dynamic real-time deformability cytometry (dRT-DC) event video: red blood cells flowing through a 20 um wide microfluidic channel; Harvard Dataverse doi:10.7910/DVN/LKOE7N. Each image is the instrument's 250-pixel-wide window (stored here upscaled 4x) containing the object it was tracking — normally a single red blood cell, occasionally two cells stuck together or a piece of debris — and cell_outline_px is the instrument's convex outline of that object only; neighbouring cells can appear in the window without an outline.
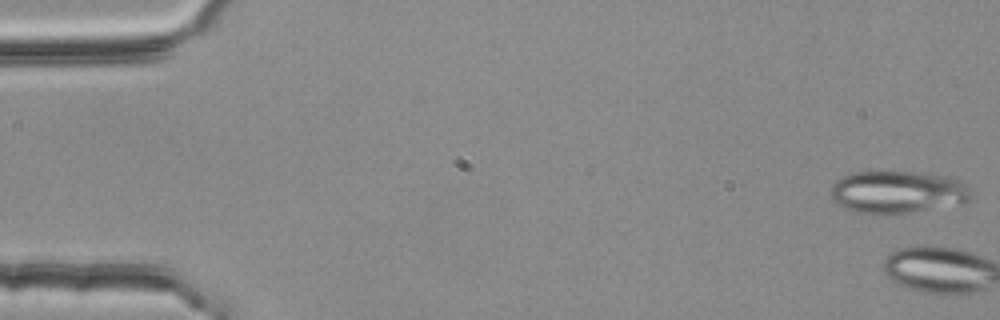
{"species": "common noctule bat (a hibernating species)", "species_latin": "Nyctalus noctula", "temperature_condition": "room temperature", "stored_images_in_passage": 4, "camera_frame_rate_fps": 3000, "um_per_image_px": 0.085, "animal": {"sex": "female", "body_mass_g": 25.1}, "frame": {"image": 1, "passage_image": 1, "time_ms": 0.0, "image_size_px": [1000, 320], "cell_outline_px": [[972, 196], [968, 204], [884, 216], [876, 216], [860, 212], [836, 204], [832, 200], [832, 184], [836, 180], [844, 176], [856, 172], [916, 172], [944, 176], [956, 180], [964, 184], [972, 192]], "centroid_in_image_um": [76.33, 16.37], "position_along_channel_um": 8.7, "area_um2": 35.14}}